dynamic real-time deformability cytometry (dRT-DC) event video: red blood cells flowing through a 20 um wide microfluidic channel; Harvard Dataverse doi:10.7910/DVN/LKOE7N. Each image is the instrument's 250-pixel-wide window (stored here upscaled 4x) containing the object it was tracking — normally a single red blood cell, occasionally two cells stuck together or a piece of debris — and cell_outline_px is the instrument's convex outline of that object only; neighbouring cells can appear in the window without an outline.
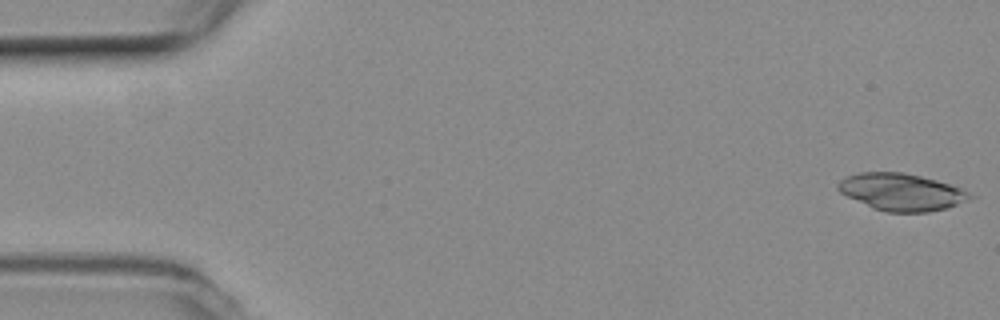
{"species": "common noctule bat (a hibernating species)", "species_latin": "Nyctalus noctula", "temperature_condition": "room temperature", "stored_images_in_passage": 26, "camera_frame_rate_fps": 3000, "um_per_image_px": 0.085, "animal": {"sex": "female", "body_mass_g": 19.3, "forearm_length_mm": 54.1}, "frame": {"image": 1, "passage_image": 1, "time_ms": 0.0, "image_size_px": [1000, 320], "cell_outline_px": [[980, 196], [948, 208], [928, 212], [888, 212], [872, 208], [840, 192], [836, 188], [836, 184], [840, 180], [848, 176], [860, 172], [904, 172], [936, 180], [964, 188]], "centroid_in_image_um": [76.71, 16.32], "position_along_channel_um": 8.3, "area_um2": 28.9}}
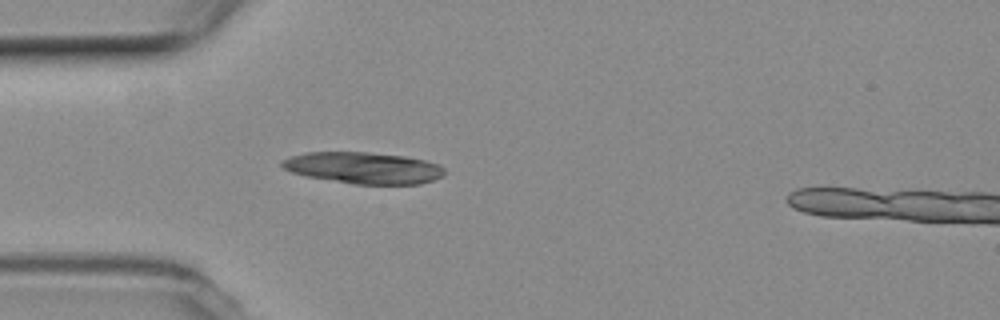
{"frame": {"image": 2, "passage_image": 15, "time_ms": 4.667, "image_size_px": [1000, 320], "cell_outline_px": [[444, 176], [420, 184], [356, 184], [304, 176], [292, 172], [284, 168], [280, 164], [280, 160], [304, 152], [368, 152], [404, 156], [424, 160], [440, 164], [444, 168]], "centroid_in_image_um": [30.89, 14.26], "position_along_channel_um": 54.1, "area_um2": 29.88}}